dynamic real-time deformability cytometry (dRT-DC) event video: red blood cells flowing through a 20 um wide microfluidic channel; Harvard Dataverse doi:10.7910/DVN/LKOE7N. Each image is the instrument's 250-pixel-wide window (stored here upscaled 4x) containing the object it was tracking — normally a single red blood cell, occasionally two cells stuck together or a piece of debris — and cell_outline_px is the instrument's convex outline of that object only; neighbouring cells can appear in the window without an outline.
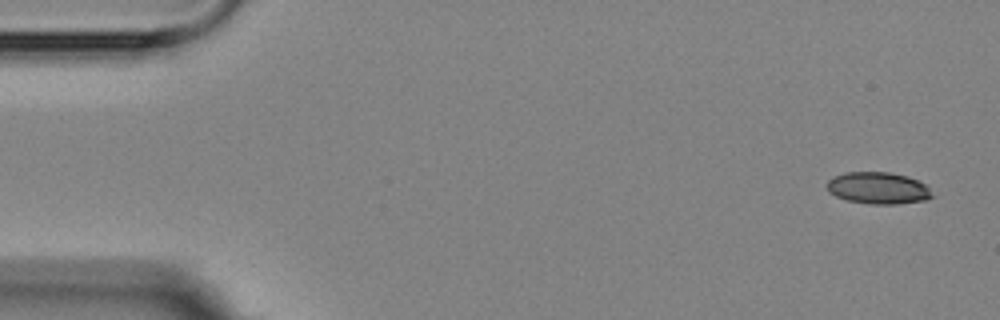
{"species": "Egyptian fruit bat (a non-hibernating species)", "species_latin": "Rousettus aegyptiacus", "temperature_condition": "room temperature", "stored_images_in_passage": 4, "camera_frame_rate_fps": 3000, "um_per_image_px": 0.085, "animal": {"sex": "female"}, "frame": {"image": 1, "passage_image": 1, "time_ms": 0.0, "image_size_px": [1000, 320], "cell_outline_px": [[936, 196], [924, 200], [896, 204], [868, 204], [848, 200], [836, 196], [828, 192], [824, 184], [832, 176], [844, 172], [888, 172], [908, 176], [924, 184]], "centroid_in_image_um": [74.59, 15.98], "position_along_channel_um": 10.4, "area_um2": 19.71}}
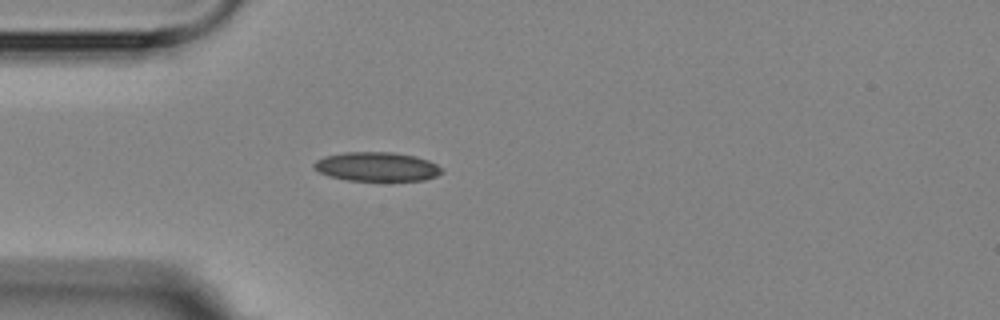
{"frame": {"image": 2, "passage_image": 4, "time_ms": 4.333, "image_size_px": [1000, 320], "cell_outline_px": [[444, 172], [436, 176], [424, 180], [348, 180], [328, 176], [312, 168], [312, 164], [316, 160], [324, 156], [344, 152], [392, 152], [416, 156], [428, 160], [444, 168]], "centroid_in_image_um": [32.03, 14.16], "position_along_channel_um": 53.0, "area_um2": 21.79}}